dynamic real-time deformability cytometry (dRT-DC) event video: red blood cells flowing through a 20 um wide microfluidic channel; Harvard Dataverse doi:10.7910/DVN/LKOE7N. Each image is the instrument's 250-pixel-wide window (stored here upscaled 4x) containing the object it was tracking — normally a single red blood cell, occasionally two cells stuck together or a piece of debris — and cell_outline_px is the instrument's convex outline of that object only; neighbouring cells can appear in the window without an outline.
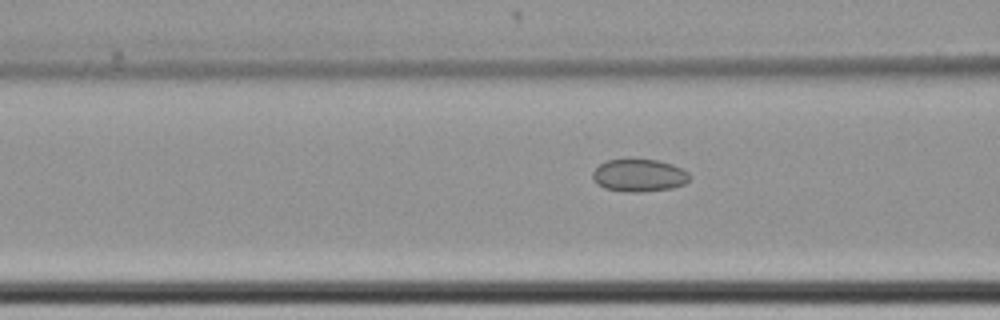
{"species": "common noctule bat (a hibernating species)", "species_latin": "Nyctalus noctula", "temperature_condition": "cold", "stored_images_in_passage": 25, "camera_frame_rate_fps": 3000, "um_per_image_px": 0.085, "animal": {"sex": "female", "body_mass_g": 22.7, "forearm_length_mm": 54.2}, "frame": {"image": 1, "passage_image": 22, "time_ms": 7.0, "image_size_px": [1000, 320], "cell_outline_px": [[688, 180], [684, 184], [672, 188], [640, 192], [624, 192], [604, 188], [596, 184], [592, 180], [592, 172], [600, 164], [608, 160], [656, 160], [672, 164], [688, 172]], "centroid_in_image_um": [54.27, 14.93], "position_along_channel_um": 112.3, "area_um2": 18.26}}